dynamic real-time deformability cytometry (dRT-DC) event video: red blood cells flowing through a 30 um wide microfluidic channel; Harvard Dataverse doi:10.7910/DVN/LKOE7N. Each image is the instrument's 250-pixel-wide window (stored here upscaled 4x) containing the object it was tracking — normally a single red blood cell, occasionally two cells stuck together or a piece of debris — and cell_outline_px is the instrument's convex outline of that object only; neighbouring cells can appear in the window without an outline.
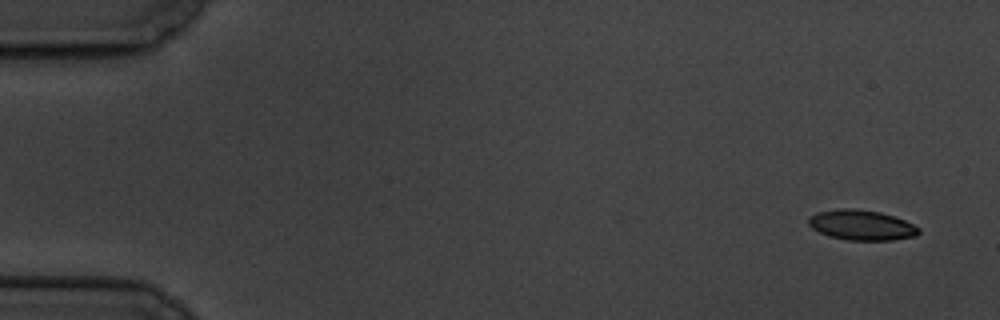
{"species": "common noctule bat (a hibernating species)", "species_latin": "Nyctalus noctula", "temperature_condition": "cold", "stored_images_in_passage": 10, "camera_frame_rate_fps": 3000, "um_per_image_px": 0.085, "animal": {"sex": "male", "body_mass_g": 19.5, "forearm_length_mm": 54.6}, "frame": {"image": 1, "passage_image": 1, "time_ms": 0.0, "image_size_px": [1000, 320], "cell_outline_px": [[920, 232], [916, 236], [892, 240], [848, 240], [828, 236], [812, 228], [808, 224], [808, 216], [816, 212], [840, 208], [852, 208], [880, 212], [904, 220], [920, 228]], "centroid_in_image_um": [73.2, 19.13], "position_along_channel_um": 11.8, "area_um2": 19.42}}
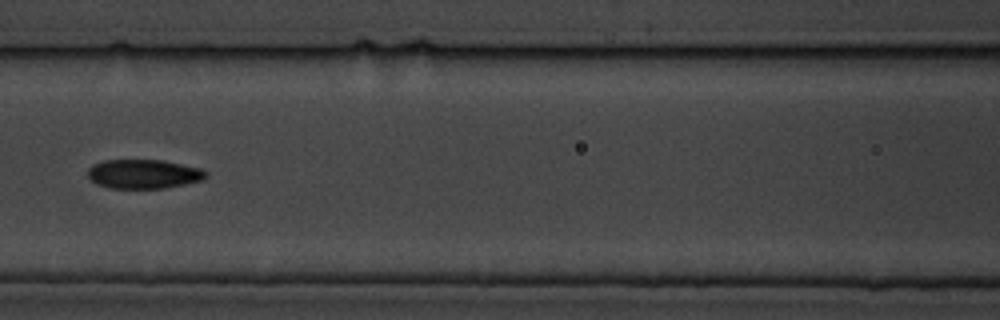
{"frame": {"image": 2, "passage_image": 8, "time_ms": 8.0, "image_size_px": [1000, 320], "cell_outline_px": [[208, 176], [204, 180], [164, 188], [108, 188], [96, 184], [88, 176], [88, 168], [92, 164], [104, 160], [164, 160], [200, 168], [208, 172]], "centroid_in_image_um": [12.22, 14.78], "position_along_channel_um": 154.4, "area_um2": 20.23}}
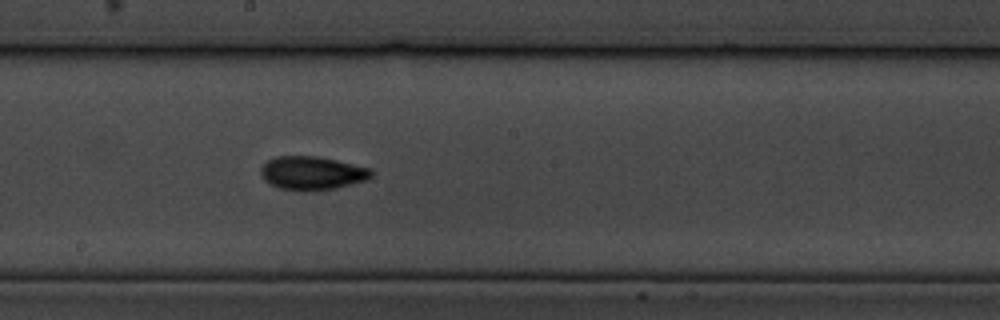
{"frame": {"image": 3, "passage_image": 10, "time_ms": 10.0, "image_size_px": [1000, 320], "cell_outline_px": [[372, 176], [368, 180], [336, 188], [304, 192], [280, 188], [264, 180], [260, 172], [260, 168], [268, 160], [276, 156], [316, 156], [336, 160], [372, 168]], "centroid_in_image_um": [26.54, 14.72], "position_along_channel_um": 221.7, "area_um2": 21.73}}